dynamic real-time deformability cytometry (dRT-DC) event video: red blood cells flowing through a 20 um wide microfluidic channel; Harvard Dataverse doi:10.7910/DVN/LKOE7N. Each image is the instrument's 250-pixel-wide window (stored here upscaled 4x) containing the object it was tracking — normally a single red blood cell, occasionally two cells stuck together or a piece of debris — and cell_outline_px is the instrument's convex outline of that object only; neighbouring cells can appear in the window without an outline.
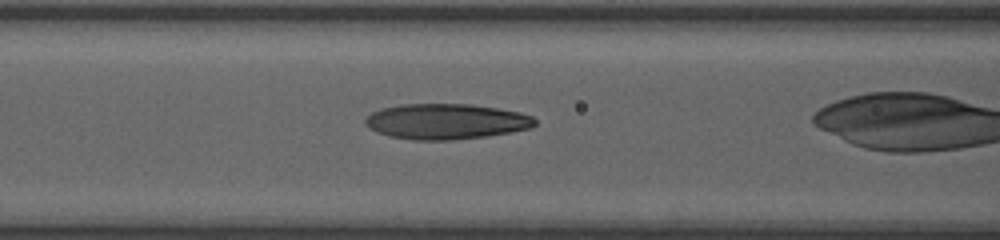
{"species": "human", "species_latin": "Homo sapiens", "temperature_condition": "room temperature", "stored_images_in_passage": 34, "camera_frame_rate_fps": 3000, "um_per_image_px": 0.085, "donor": {"sex": "female"}, "frame": {"image": 1, "passage_image": 16, "time_ms": 5.0, "image_size_px": [1000, 240], "cell_outline_px": [[536, 124], [532, 128], [488, 136], [448, 140], [416, 140], [388, 136], [376, 132], [368, 128], [364, 124], [364, 120], [372, 112], [380, 108], [404, 104], [472, 104], [520, 112], [532, 116], [536, 120]], "centroid_in_image_um": [37.9, 10.32], "position_along_channel_um": 128.7, "area_um2": 35.26}}
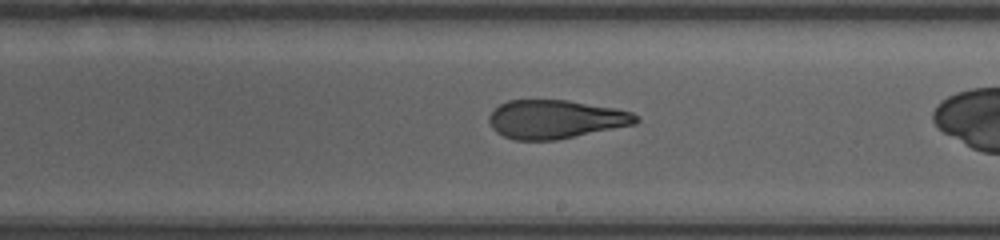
{"frame": {"image": 2, "passage_image": 24, "time_ms": 7.667, "image_size_px": [1000, 240], "cell_outline_px": [[640, 120], [636, 124], [556, 140], [516, 140], [504, 136], [496, 132], [492, 128], [488, 120], [488, 116], [500, 104], [508, 100], [568, 100], [616, 108], [632, 112]], "centroid_in_image_um": [47.22, 10.13], "position_along_channel_um": 241.8, "area_um2": 33.06}}
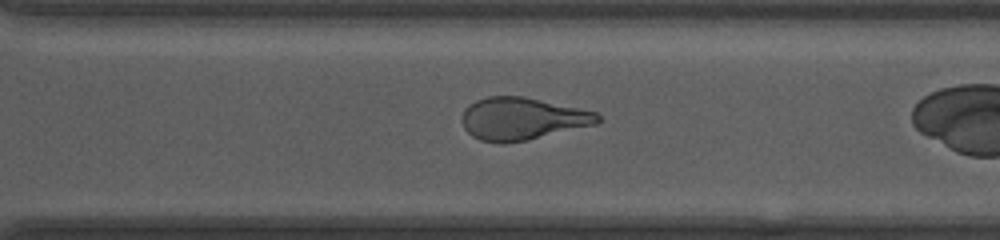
{"frame": {"image": 3, "passage_image": 30, "time_ms": 9.667, "image_size_px": [1000, 240], "cell_outline_px": [[600, 120], [596, 124], [528, 140], [504, 144], [480, 140], [472, 136], [464, 128], [460, 120], [464, 108], [476, 100], [488, 96], [524, 96], [596, 112], [600, 116]], "centroid_in_image_um": [44.34, 10.09], "position_along_channel_um": 326.3, "area_um2": 33.64}}